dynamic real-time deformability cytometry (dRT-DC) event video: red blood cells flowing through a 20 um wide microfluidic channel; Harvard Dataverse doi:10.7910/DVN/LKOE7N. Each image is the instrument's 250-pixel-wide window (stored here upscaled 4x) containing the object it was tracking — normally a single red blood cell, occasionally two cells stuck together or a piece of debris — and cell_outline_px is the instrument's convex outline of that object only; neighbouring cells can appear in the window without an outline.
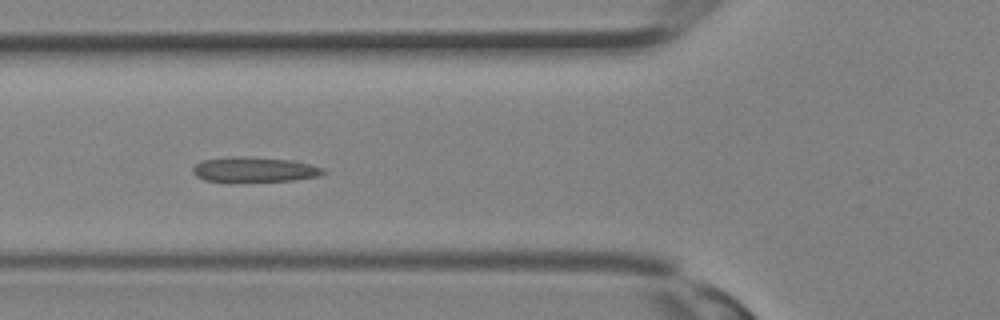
{"species": "Egyptian fruit bat (a non-hibernating species)", "species_latin": "Rousettus aegyptiacus", "temperature_condition": "room temperature", "stored_images_in_passage": 23, "camera_frame_rate_fps": 3000, "um_per_image_px": 0.085, "animal": {"sex": "female"}, "frame": {"image": 1, "passage_image": 4, "time_ms": 1.0, "image_size_px": [1000, 320], "cell_outline_px": [[328, 172], [320, 176], [292, 180], [204, 180], [196, 176], [192, 172], [192, 168], [196, 164], [204, 160], [228, 156], [252, 156], [292, 160], [324, 168]], "centroid_in_image_um": [21.65, 14.38], "position_along_channel_um": 104.1, "area_um2": 18.73}}
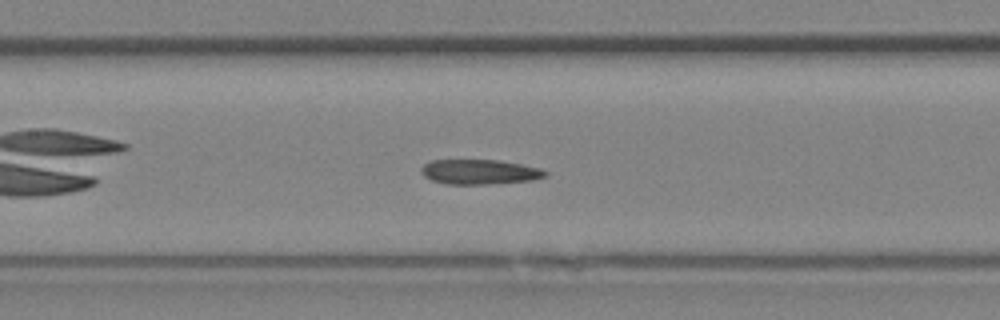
{"frame": {"image": 2, "passage_image": 7, "time_ms": 2.0, "image_size_px": [1000, 320], "cell_outline_px": [[548, 172], [544, 176], [532, 180], [484, 184], [448, 184], [432, 180], [424, 176], [420, 172], [420, 168], [428, 160], [500, 160], [540, 168]], "centroid_in_image_um": [40.71, 14.6], "position_along_channel_um": 166.7, "area_um2": 17.86}}
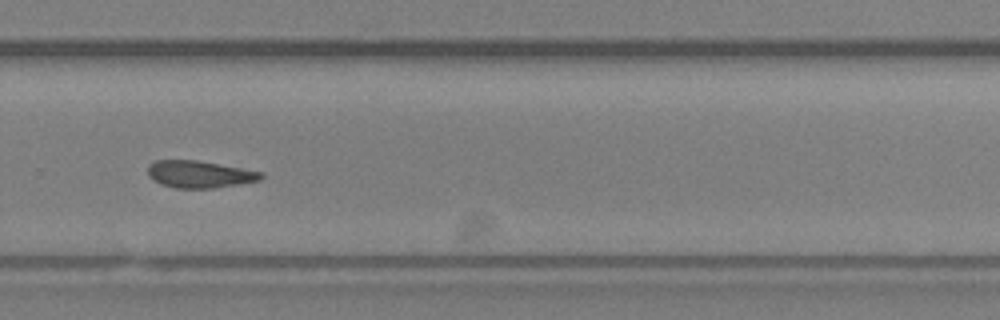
{"frame": {"image": 3, "passage_image": 14, "time_ms": 4.333, "image_size_px": [1000, 320], "cell_outline_px": [[264, 176], [260, 180], [216, 188], [176, 188], [160, 184], [148, 176], [148, 164], [156, 160], [200, 160], [264, 172]], "centroid_in_image_um": [16.97, 14.8], "position_along_channel_um": 312.8, "area_um2": 18.09}}